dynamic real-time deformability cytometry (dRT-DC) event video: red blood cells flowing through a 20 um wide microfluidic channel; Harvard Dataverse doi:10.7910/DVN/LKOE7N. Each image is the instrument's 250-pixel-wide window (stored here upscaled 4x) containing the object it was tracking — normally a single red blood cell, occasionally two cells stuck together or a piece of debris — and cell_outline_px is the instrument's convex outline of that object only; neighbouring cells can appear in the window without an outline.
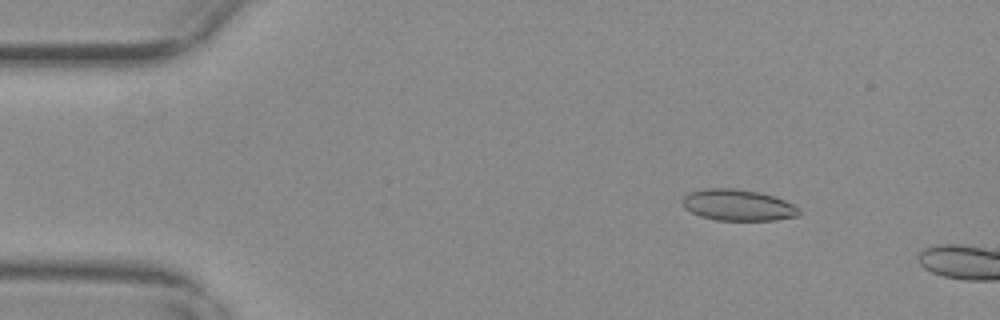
{"species": "common noctule bat (a hibernating species)", "species_latin": "Nyctalus noctula", "temperature_condition": "warm", "stored_images_in_passage": 17, "camera_frame_rate_fps": 3000, "um_per_image_px": 0.085, "animal": {"sex": "female", "body_mass_g": 29.2, "forearm_length_mm": 56.3}, "frame": {"image": 1, "passage_image": 8, "time_ms": 2.333, "image_size_px": [1000, 320], "cell_outline_px": [[800, 216], [776, 220], [716, 220], [700, 216], [684, 208], [680, 204], [680, 200], [688, 192], [704, 188], [732, 188], [760, 192], [784, 200], [800, 208]], "centroid_in_image_um": [62.69, 17.43], "position_along_channel_um": 22.3, "area_um2": 21.5}}